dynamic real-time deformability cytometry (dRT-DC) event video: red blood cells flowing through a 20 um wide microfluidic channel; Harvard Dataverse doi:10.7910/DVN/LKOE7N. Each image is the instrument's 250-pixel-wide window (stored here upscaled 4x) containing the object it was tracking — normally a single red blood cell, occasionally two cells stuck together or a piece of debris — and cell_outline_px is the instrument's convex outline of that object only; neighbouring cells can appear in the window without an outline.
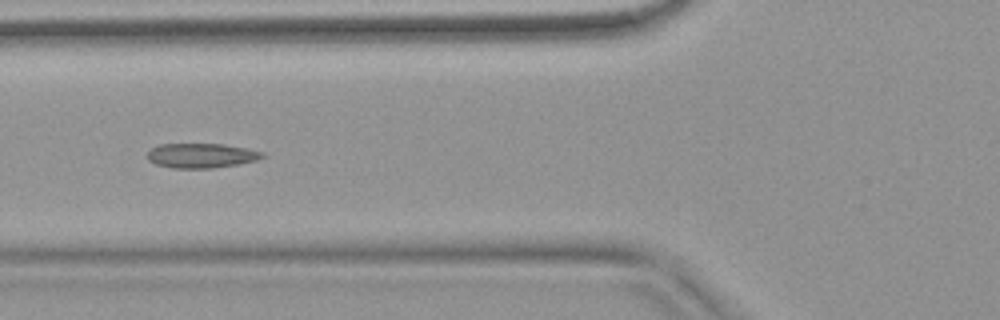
{"species": "common noctule bat (a hibernating species)", "species_latin": "Nyctalus noctula", "temperature_condition": "warm", "stored_images_in_passage": 54, "camera_frame_rate_fps": 3000, "um_per_image_px": 0.085, "animal": {"sex": "female", "body_mass_g": 18.4}, "frame": {"image": 1, "passage_image": 21, "time_ms": 6.667, "image_size_px": [1000, 320], "cell_outline_px": [[268, 156], [256, 160], [236, 164], [212, 168], [172, 168], [156, 164], [148, 160], [148, 152], [152, 148], [160, 144], [224, 144], [248, 148], [264, 152]], "centroid_in_image_um": [17.15, 13.22], "position_along_channel_um": 108.7, "area_um2": 16.53}}
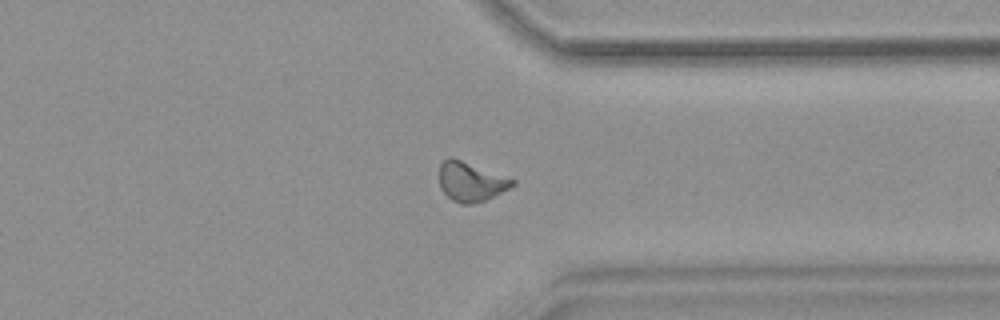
{"frame": {"image": 2, "passage_image": 42, "time_ms": 13.667, "image_size_px": [1000, 320], "cell_outline_px": [[516, 184], [484, 200], [472, 204], [460, 204], [452, 200], [440, 188], [440, 164], [448, 156], [452, 156], [516, 180]], "centroid_in_image_um": [40.0, 15.42], "position_along_channel_um": 371.4, "area_um2": 16.65}}
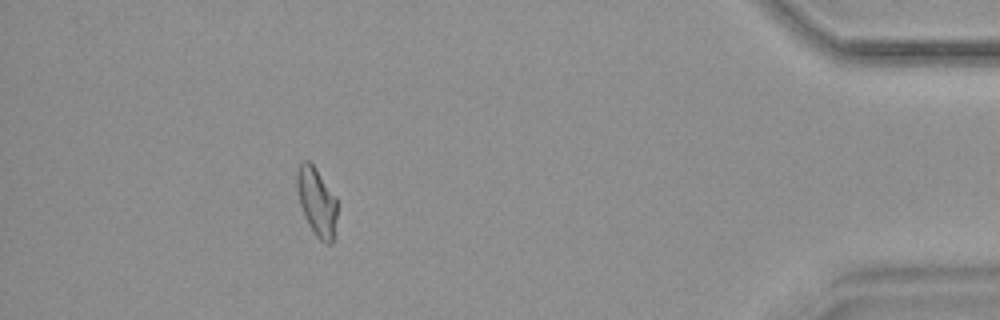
{"frame": {"image": 3, "passage_image": 49, "time_ms": 16.0, "image_size_px": [1000, 320], "cell_outline_px": [[336, 216], [332, 244], [324, 244], [316, 236], [308, 224], [300, 204], [296, 188], [296, 168], [300, 160], [308, 160], [316, 168], [336, 196]], "centroid_in_image_um": [26.89, 17.1], "position_along_channel_um": 408.3, "area_um2": 16.18}, "authors_computed_cell_mechanics": {"area_um2": 16.473, "velocity_mm_per_s": 3.7783, "shape_relaxation_time_tau1_ms": null, "shape_relaxation_time_tau2_ms": 2.388, "deformation_change_tau1": null, "deformation_change_tau2": 0.0782}}